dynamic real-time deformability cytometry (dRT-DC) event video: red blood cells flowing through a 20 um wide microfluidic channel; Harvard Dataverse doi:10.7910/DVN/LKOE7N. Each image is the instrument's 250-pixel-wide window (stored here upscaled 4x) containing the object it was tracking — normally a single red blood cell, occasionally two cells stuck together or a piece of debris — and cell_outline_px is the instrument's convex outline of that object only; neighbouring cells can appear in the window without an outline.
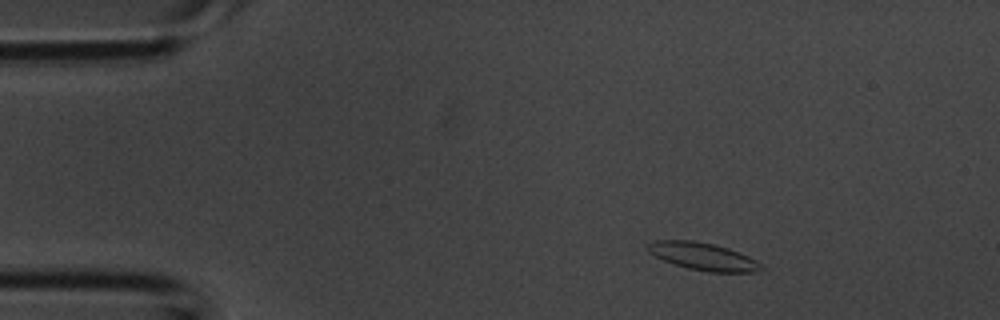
{"species": "common noctule bat (a hibernating species)", "species_latin": "Nyctalus noctula", "temperature_condition": "room temperature", "stored_images_in_passage": 3, "camera_frame_rate_fps": 3000, "um_per_image_px": 0.085, "animal": {"sex": "male", "body_mass_g": 20.1, "forearm_length_mm": 53.5}, "frame": {"image": 1, "passage_image": 1, "time_ms": 0.0, "image_size_px": [1000, 320], "cell_outline_px": [[764, 268], [756, 272], [708, 272], [688, 268], [664, 260], [648, 252], [648, 244], [656, 240], [692, 240], [712, 244], [728, 248], [748, 256], [756, 260]], "centroid_in_image_um": [59.78, 21.8], "position_along_channel_um": 25.2, "area_um2": 17.92}}
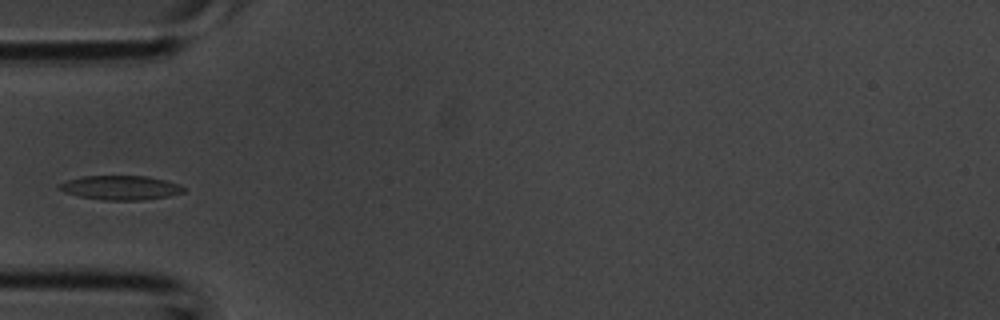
{"frame": {"image": 2, "passage_image": 3, "time_ms": 0.667, "image_size_px": [1000, 320], "cell_outline_px": [[184, 192], [168, 196], [144, 200], [104, 200], [80, 196], [64, 192], [56, 188], [56, 184], [80, 176], [148, 176], [180, 184], [184, 188]], "centroid_in_image_um": [10.21, 15.95], "position_along_channel_um": 74.8, "area_um2": 17.63}}